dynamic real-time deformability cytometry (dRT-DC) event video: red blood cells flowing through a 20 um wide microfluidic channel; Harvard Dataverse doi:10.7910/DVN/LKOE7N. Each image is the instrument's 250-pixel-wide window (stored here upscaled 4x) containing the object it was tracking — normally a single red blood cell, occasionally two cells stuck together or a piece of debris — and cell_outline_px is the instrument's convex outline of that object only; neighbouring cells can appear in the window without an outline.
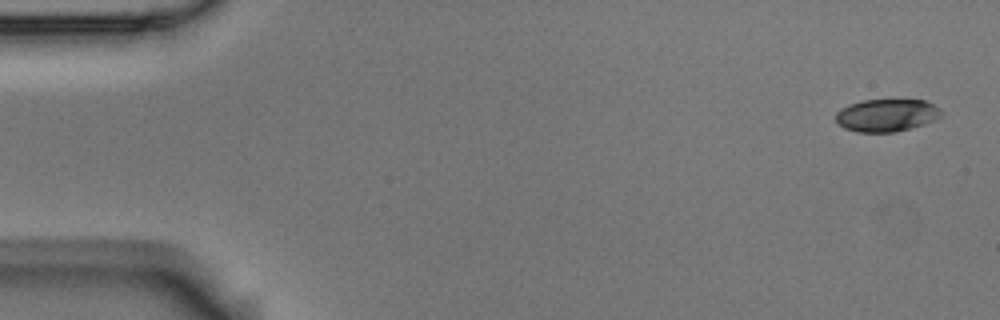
{"species": "Egyptian fruit bat (a non-hibernating species)", "species_latin": "Rousettus aegyptiacus", "temperature_condition": "room temperature", "stored_images_in_passage": 5, "camera_frame_rate_fps": 3000, "um_per_image_px": 0.085, "animal": {"sex": "male"}, "frame": {"image": 1, "passage_image": 1, "time_ms": 0.0, "image_size_px": [1000, 320], "cell_outline_px": [[940, 116], [936, 120], [924, 124], [896, 132], [856, 132], [844, 128], [836, 120], [836, 112], [840, 108], [848, 104], [864, 100], [924, 100], [940, 108]], "centroid_in_image_um": [75.34, 9.8], "position_along_channel_um": 9.7, "area_um2": 20.0}}
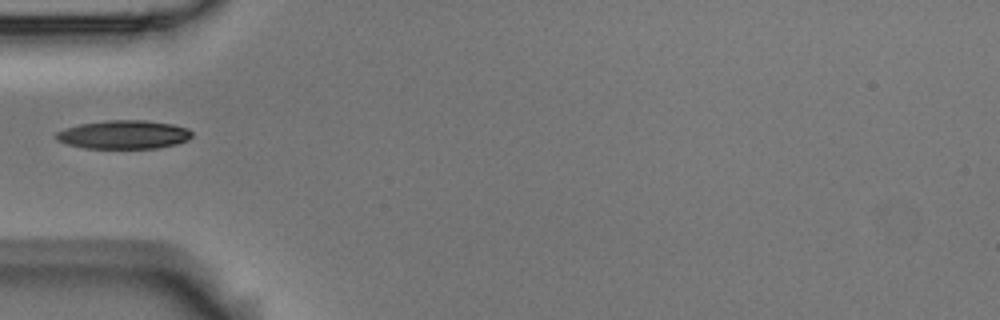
{"frame": {"image": 2, "passage_image": 5, "time_ms": 1.333, "image_size_px": [1000, 320], "cell_outline_px": [[192, 136], [188, 140], [176, 144], [160, 148], [84, 148], [68, 144], [56, 140], [56, 132], [64, 128], [80, 124], [108, 120], [144, 120], [172, 124], [188, 128], [192, 132]], "centroid_in_image_um": [10.53, 11.44], "position_along_channel_um": 74.5, "area_um2": 22.66}}